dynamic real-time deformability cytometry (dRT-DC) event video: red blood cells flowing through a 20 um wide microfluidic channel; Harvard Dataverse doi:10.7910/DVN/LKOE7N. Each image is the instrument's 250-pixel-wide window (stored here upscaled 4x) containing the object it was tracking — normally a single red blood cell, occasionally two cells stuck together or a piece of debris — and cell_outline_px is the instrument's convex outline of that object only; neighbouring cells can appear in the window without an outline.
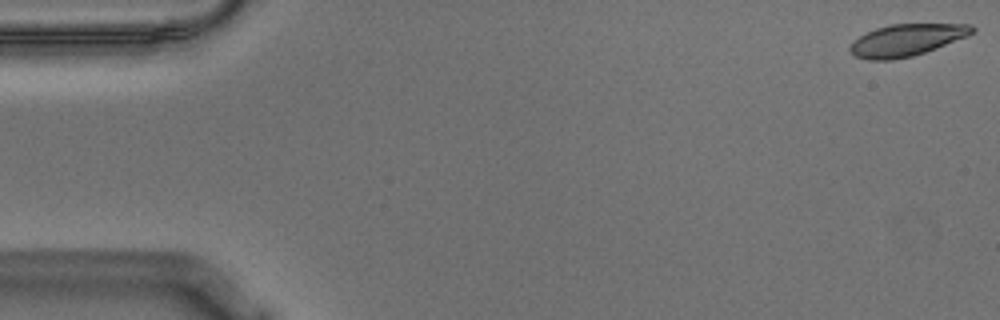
{"species": "Egyptian fruit bat (a non-hibernating species)", "species_latin": "Rousettus aegyptiacus", "temperature_condition": "warm", "stored_images_in_passage": 12, "camera_frame_rate_fps": 3000, "um_per_image_px": 0.085, "animal": {"sex": "male"}, "frame": {"image": 1, "passage_image": 1, "time_ms": 0.0, "image_size_px": [1000, 320], "cell_outline_px": [[976, 32], [968, 36], [936, 48], [912, 56], [892, 60], [868, 60], [852, 56], [848, 52], [848, 48], [852, 40], [876, 28], [892, 24], [972, 24], [976, 28]], "centroid_in_image_um": [77.03, 3.41], "position_along_channel_um": 8.0, "area_um2": 22.95}}